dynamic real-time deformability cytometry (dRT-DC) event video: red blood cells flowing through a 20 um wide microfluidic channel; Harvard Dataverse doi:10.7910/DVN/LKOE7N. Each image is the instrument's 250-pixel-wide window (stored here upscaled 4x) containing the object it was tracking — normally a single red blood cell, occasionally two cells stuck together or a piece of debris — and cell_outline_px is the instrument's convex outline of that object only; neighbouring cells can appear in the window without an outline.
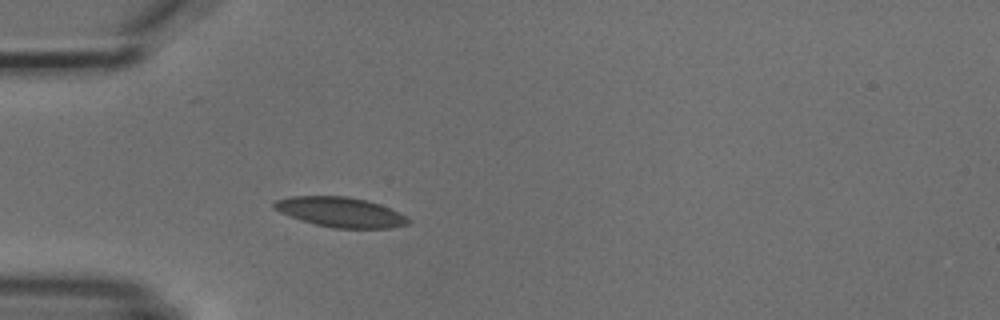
{"species": "common noctule bat (a hibernating species)", "species_latin": "Nyctalus noctula", "temperature_condition": "cold", "stored_images_in_passage": 1, "camera_frame_rate_fps": 3000, "um_per_image_px": 0.085, "animal": {"sex": "male", "body_mass_g": 18.8}, "frame": {"image": 1, "passage_image": 1, "time_ms": 0.0, "image_size_px": [1000, 320], "cell_outline_px": [[412, 220], [408, 224], [388, 228], [332, 228], [300, 220], [280, 212], [272, 208], [272, 204], [276, 200], [292, 196], [348, 196], [368, 200], [380, 204]], "centroid_in_image_um": [28.9, 18.02], "position_along_channel_um": 56.1, "area_um2": 23.29}}